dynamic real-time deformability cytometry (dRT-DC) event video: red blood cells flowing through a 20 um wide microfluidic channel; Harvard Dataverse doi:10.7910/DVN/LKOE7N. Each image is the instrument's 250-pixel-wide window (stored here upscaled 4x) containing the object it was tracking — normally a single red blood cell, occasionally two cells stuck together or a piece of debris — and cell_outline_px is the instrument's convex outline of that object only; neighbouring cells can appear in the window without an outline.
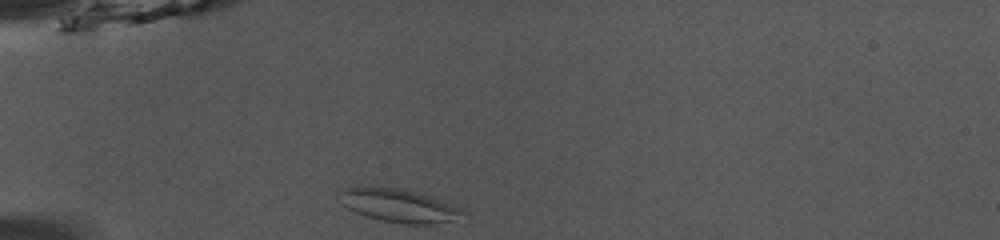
{"species": "common noctule bat (a hibernating species)", "species_latin": "Nyctalus noctula", "temperature_condition": "room temperature", "stored_images_in_passage": 37, "camera_frame_rate_fps": 3000, "um_per_image_px": 0.085, "animal": {"sex": "male", "body_mass_g": 13.0, "forearm_length_mm": 53.1}, "frame": {"image": 1, "passage_image": 1, "time_ms": 0.0, "image_size_px": [1000, 240], "cell_outline_px": [[468, 212], [452, 220], [428, 224], [404, 224], [380, 220], [356, 212], [348, 208], [332, 196], [336, 192], [344, 188], [356, 184], [400, 188], [416, 192], [452, 204]], "centroid_in_image_um": [33.74, 17.42], "position_along_channel_um": 51.3, "area_um2": 24.39}}
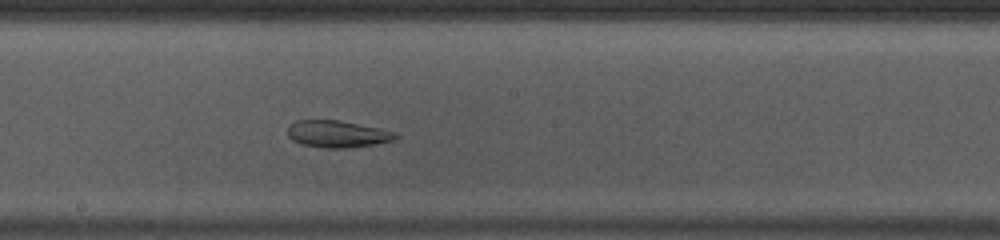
{"frame": {"image": 2, "passage_image": 15, "time_ms": 4.667, "image_size_px": [1000, 240], "cell_outline_px": [[400, 136], [396, 140], [348, 148], [324, 148], [300, 144], [292, 140], [288, 136], [288, 124], [296, 120], [340, 120], [380, 128], [396, 132]], "centroid_in_image_um": [28.68, 11.38], "position_along_channel_um": 219.5, "area_um2": 17.17}}
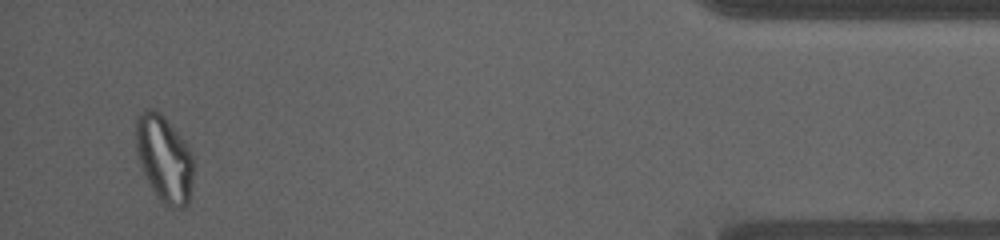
{"frame": {"image": 3, "passage_image": 35, "time_ms": 11.333, "image_size_px": [1000, 240], "cell_outline_px": [[192, 176], [188, 204], [184, 208], [168, 208], [160, 204], [148, 184], [144, 176], [136, 156], [136, 120], [148, 108], [156, 108], [168, 120], [192, 152]], "centroid_in_image_um": [13.93, 13.54], "position_along_channel_um": 421.3, "area_um2": 29.42}, "authors_computed_cell_mechanics": {"area_um2": 21.6172, "velocity_mm_per_s": 3.943, "shape_relaxation_time_tau1_ms": null, "shape_relaxation_time_tau2_ms": 1.8613, "deformation_change_tau1": null, "deformation_change_tau2": 0.0747}}